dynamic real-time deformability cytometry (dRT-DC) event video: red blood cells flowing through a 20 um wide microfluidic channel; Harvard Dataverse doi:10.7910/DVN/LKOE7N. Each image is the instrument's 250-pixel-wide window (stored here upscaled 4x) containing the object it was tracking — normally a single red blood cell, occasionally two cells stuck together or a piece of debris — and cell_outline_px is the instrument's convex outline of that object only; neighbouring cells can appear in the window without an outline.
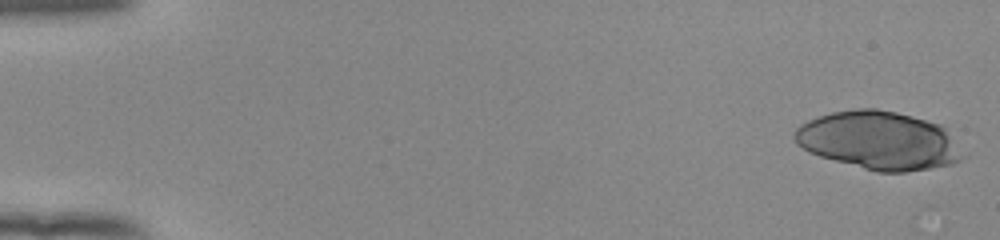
{"species": "human", "species_latin": "Homo sapiens", "temperature_condition": "room temperature", "stored_images_in_passage": 26, "camera_frame_rate_fps": 3000, "um_per_image_px": 0.085, "donor": {"sex": "female"}, "frame": {"image": 1, "passage_image": 1, "time_ms": 0.0, "image_size_px": [1000, 240], "cell_outline_px": [[964, 156], [960, 160], [952, 164], [904, 172], [876, 172], [820, 156], [808, 152], [796, 144], [796, 128], [800, 124], [808, 120], [832, 112], [856, 108], [876, 108], [896, 112], [912, 116], [940, 124], [944, 128]], "centroid_in_image_um": [74.67, 11.94], "position_along_channel_um": 10.3, "area_um2": 56.53}}
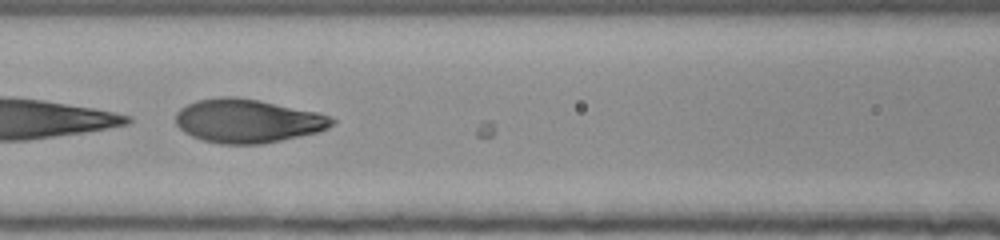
{"frame": {"image": 2, "passage_image": 25, "time_ms": 8.0, "image_size_px": [1000, 240], "cell_outline_px": [[336, 120], [328, 128], [316, 132], [280, 140], [260, 144], [220, 144], [200, 140], [184, 132], [176, 124], [176, 112], [180, 108], [196, 100], [220, 96], [236, 96], [260, 100], [320, 112]], "centroid_in_image_um": [21.02, 10.26], "position_along_channel_um": 145.6, "area_um2": 39.94}}